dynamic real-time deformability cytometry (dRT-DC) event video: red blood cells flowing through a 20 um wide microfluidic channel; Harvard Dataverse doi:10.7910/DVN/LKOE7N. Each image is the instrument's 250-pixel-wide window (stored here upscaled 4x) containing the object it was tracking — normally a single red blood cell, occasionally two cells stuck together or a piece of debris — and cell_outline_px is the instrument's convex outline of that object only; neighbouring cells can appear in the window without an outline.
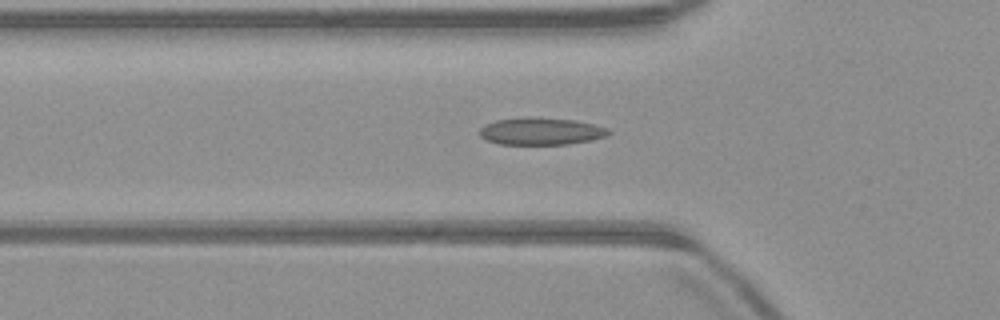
{"species": "common noctule bat (a hibernating species)", "species_latin": "Nyctalus noctula", "temperature_condition": "warm", "stored_images_in_passage": 48, "camera_frame_rate_fps": 3000, "um_per_image_px": 0.085, "animal": {"sex": "male", "body_mass_g": 23.1, "forearm_length_mm": 52.7}, "frame": {"image": 1, "passage_image": 16, "time_ms": 5.0, "image_size_px": [1000, 320], "cell_outline_px": [[612, 132], [604, 136], [592, 140], [568, 144], [500, 144], [488, 140], [480, 136], [476, 132], [484, 124], [496, 120], [524, 116], [532, 116], [576, 120], [608, 128]], "centroid_in_image_um": [45.94, 11.14], "position_along_channel_um": 79.9, "area_um2": 20.75}}
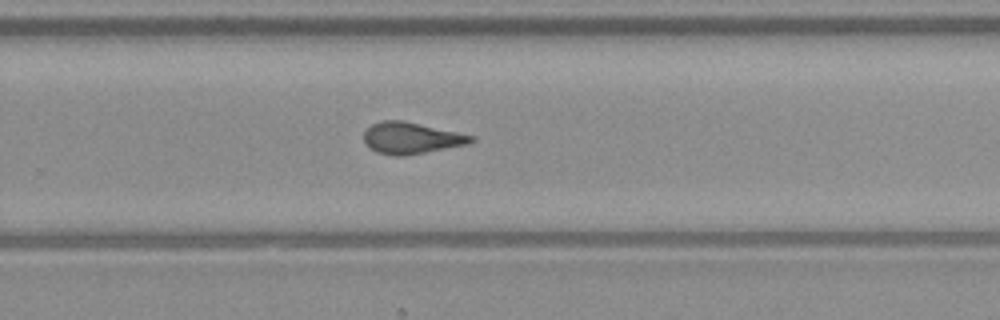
{"frame": {"image": 2, "passage_image": 32, "time_ms": 10.333, "image_size_px": [1000, 320], "cell_outline_px": [[476, 140], [468, 144], [404, 156], [396, 156], [376, 152], [364, 144], [364, 132], [372, 124], [380, 120], [400, 120], [476, 136]], "centroid_in_image_um": [34.94, 11.74], "position_along_channel_um": 294.9, "area_um2": 19.59}}
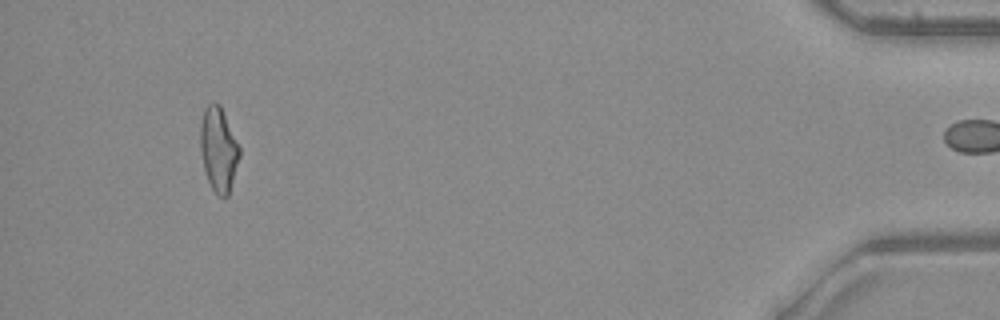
{"frame": {"image": 3, "passage_image": 47, "time_ms": 15.333, "image_size_px": [1000, 320], "cell_outline_px": [[240, 156], [228, 196], [224, 200], [216, 196], [208, 180], [204, 168], [200, 148], [200, 124], [204, 108], [208, 104], [220, 104], [240, 144]], "centroid_in_image_um": [18.59, 12.72], "position_along_channel_um": 416.6, "area_um2": 19.54}, "authors_computed_cell_mechanics": {"area_um2": 19.5364, "velocity_mm_per_s": 4.0159, "shape_relaxation_time_tau1_ms": null, "shape_relaxation_time_tau2_ms": 1.6121, "deformation_change_tau1": null, "deformation_change_tau2": 0.1062}}